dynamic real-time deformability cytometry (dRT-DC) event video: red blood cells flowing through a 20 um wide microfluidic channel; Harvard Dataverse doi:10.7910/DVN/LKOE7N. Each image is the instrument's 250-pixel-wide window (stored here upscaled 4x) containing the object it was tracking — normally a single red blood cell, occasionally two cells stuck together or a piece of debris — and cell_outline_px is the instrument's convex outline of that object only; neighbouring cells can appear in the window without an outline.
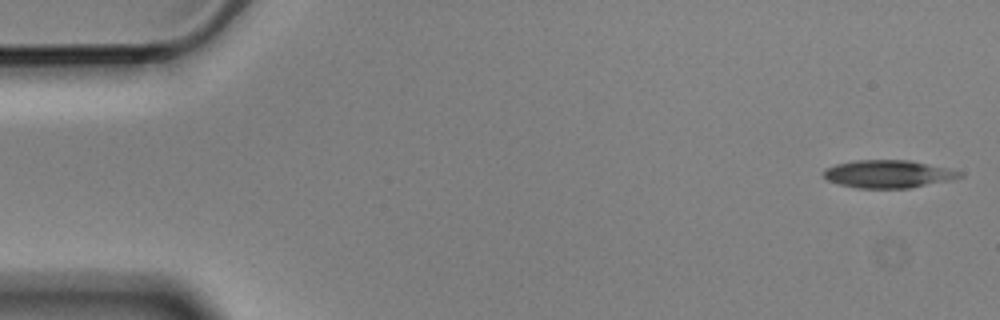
{"species": "Egyptian fruit bat (a non-hibernating species)", "species_latin": "Rousettus aegyptiacus", "temperature_condition": "cold", "stored_images_in_passage": 5, "camera_frame_rate_fps": 3000, "um_per_image_px": 0.085, "animal": {"sex": "male"}, "frame": {"image": 1, "passage_image": 1, "time_ms": 0.0, "image_size_px": [1000, 320], "cell_outline_px": [[964, 176], [952, 180], [908, 188], [856, 188], [840, 184], [828, 180], [824, 176], [824, 168], [836, 164], [856, 160], [908, 160], [948, 168], [964, 172]], "centroid_in_image_um": [75.53, 14.79], "position_along_channel_um": 9.5, "area_um2": 22.02}}
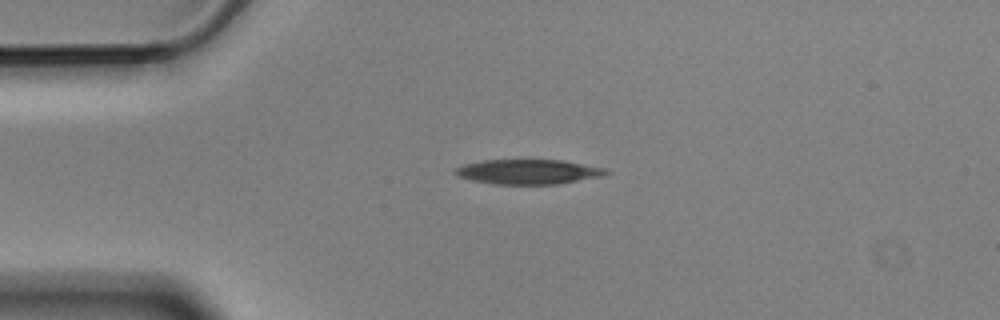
{"frame": {"image": 2, "passage_image": 4, "time_ms": 1.0, "image_size_px": [1000, 320], "cell_outline_px": [[612, 172], [604, 176], [560, 184], [492, 184], [472, 180], [456, 176], [452, 172], [456, 168], [464, 164], [480, 160], [564, 160], [608, 168]], "centroid_in_image_um": [44.95, 14.6], "position_along_channel_um": 40.0, "area_um2": 22.2}}